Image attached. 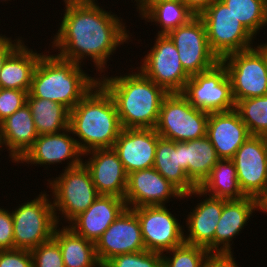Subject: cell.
<instances>
[{
  "label": "cell",
  "instance_id": "1",
  "mask_svg": "<svg viewBox=\"0 0 267 267\" xmlns=\"http://www.w3.org/2000/svg\"><path fill=\"white\" fill-rule=\"evenodd\" d=\"M65 12L52 48L57 56L82 65L92 59L100 74L116 48L130 38L125 23L112 12L100 8L95 0H64Z\"/></svg>",
  "mask_w": 267,
  "mask_h": 267
},
{
  "label": "cell",
  "instance_id": "2",
  "mask_svg": "<svg viewBox=\"0 0 267 267\" xmlns=\"http://www.w3.org/2000/svg\"><path fill=\"white\" fill-rule=\"evenodd\" d=\"M112 96L122 128H155L163 99L169 94L139 69L128 75L99 77Z\"/></svg>",
  "mask_w": 267,
  "mask_h": 267
},
{
  "label": "cell",
  "instance_id": "3",
  "mask_svg": "<svg viewBox=\"0 0 267 267\" xmlns=\"http://www.w3.org/2000/svg\"><path fill=\"white\" fill-rule=\"evenodd\" d=\"M69 128L83 154L113 147L123 128L112 96L99 82L70 110Z\"/></svg>",
  "mask_w": 267,
  "mask_h": 267
},
{
  "label": "cell",
  "instance_id": "4",
  "mask_svg": "<svg viewBox=\"0 0 267 267\" xmlns=\"http://www.w3.org/2000/svg\"><path fill=\"white\" fill-rule=\"evenodd\" d=\"M98 82L99 78L88 76L81 65L56 54H43L35 68L28 93L72 110Z\"/></svg>",
  "mask_w": 267,
  "mask_h": 267
},
{
  "label": "cell",
  "instance_id": "5",
  "mask_svg": "<svg viewBox=\"0 0 267 267\" xmlns=\"http://www.w3.org/2000/svg\"><path fill=\"white\" fill-rule=\"evenodd\" d=\"M52 191L53 208L57 224L59 214L68 224L79 214L86 211L99 196L92 182L89 170L82 163L80 166L64 169L54 180H48ZM59 211V214L57 215Z\"/></svg>",
  "mask_w": 267,
  "mask_h": 267
},
{
  "label": "cell",
  "instance_id": "6",
  "mask_svg": "<svg viewBox=\"0 0 267 267\" xmlns=\"http://www.w3.org/2000/svg\"><path fill=\"white\" fill-rule=\"evenodd\" d=\"M209 113L193 107L181 93H169L162 101L155 127L160 137L174 142L206 136Z\"/></svg>",
  "mask_w": 267,
  "mask_h": 267
},
{
  "label": "cell",
  "instance_id": "7",
  "mask_svg": "<svg viewBox=\"0 0 267 267\" xmlns=\"http://www.w3.org/2000/svg\"><path fill=\"white\" fill-rule=\"evenodd\" d=\"M44 193L11 211L15 249L31 251L53 237L58 224L49 195Z\"/></svg>",
  "mask_w": 267,
  "mask_h": 267
},
{
  "label": "cell",
  "instance_id": "8",
  "mask_svg": "<svg viewBox=\"0 0 267 267\" xmlns=\"http://www.w3.org/2000/svg\"><path fill=\"white\" fill-rule=\"evenodd\" d=\"M199 17L205 24L210 48L219 59L254 47L255 37L221 0L214 1Z\"/></svg>",
  "mask_w": 267,
  "mask_h": 267
},
{
  "label": "cell",
  "instance_id": "9",
  "mask_svg": "<svg viewBox=\"0 0 267 267\" xmlns=\"http://www.w3.org/2000/svg\"><path fill=\"white\" fill-rule=\"evenodd\" d=\"M220 62L227 70L235 103L267 95L266 58L257 47L231 53Z\"/></svg>",
  "mask_w": 267,
  "mask_h": 267
},
{
  "label": "cell",
  "instance_id": "10",
  "mask_svg": "<svg viewBox=\"0 0 267 267\" xmlns=\"http://www.w3.org/2000/svg\"><path fill=\"white\" fill-rule=\"evenodd\" d=\"M181 94L193 107L207 113L235 109L231 82L221 62L210 70L191 76Z\"/></svg>",
  "mask_w": 267,
  "mask_h": 267
},
{
  "label": "cell",
  "instance_id": "11",
  "mask_svg": "<svg viewBox=\"0 0 267 267\" xmlns=\"http://www.w3.org/2000/svg\"><path fill=\"white\" fill-rule=\"evenodd\" d=\"M167 35L174 42L182 67L190 77L210 70L220 62L210 48L205 24L199 16L170 30Z\"/></svg>",
  "mask_w": 267,
  "mask_h": 267
},
{
  "label": "cell",
  "instance_id": "12",
  "mask_svg": "<svg viewBox=\"0 0 267 267\" xmlns=\"http://www.w3.org/2000/svg\"><path fill=\"white\" fill-rule=\"evenodd\" d=\"M139 70L168 93H181L190 76L185 72L174 42L167 34H158Z\"/></svg>",
  "mask_w": 267,
  "mask_h": 267
},
{
  "label": "cell",
  "instance_id": "13",
  "mask_svg": "<svg viewBox=\"0 0 267 267\" xmlns=\"http://www.w3.org/2000/svg\"><path fill=\"white\" fill-rule=\"evenodd\" d=\"M132 210L140 221L147 251L163 254L185 242L183 226L166 206H144Z\"/></svg>",
  "mask_w": 267,
  "mask_h": 267
},
{
  "label": "cell",
  "instance_id": "14",
  "mask_svg": "<svg viewBox=\"0 0 267 267\" xmlns=\"http://www.w3.org/2000/svg\"><path fill=\"white\" fill-rule=\"evenodd\" d=\"M237 179L246 196L259 199L267 189V140L251 135L232 158Z\"/></svg>",
  "mask_w": 267,
  "mask_h": 267
},
{
  "label": "cell",
  "instance_id": "15",
  "mask_svg": "<svg viewBox=\"0 0 267 267\" xmlns=\"http://www.w3.org/2000/svg\"><path fill=\"white\" fill-rule=\"evenodd\" d=\"M95 248L102 266L116 255L146 250L136 213L126 208L95 242Z\"/></svg>",
  "mask_w": 267,
  "mask_h": 267
},
{
  "label": "cell",
  "instance_id": "16",
  "mask_svg": "<svg viewBox=\"0 0 267 267\" xmlns=\"http://www.w3.org/2000/svg\"><path fill=\"white\" fill-rule=\"evenodd\" d=\"M172 197L183 199V194L154 167L128 174L124 196L127 208L165 206Z\"/></svg>",
  "mask_w": 267,
  "mask_h": 267
},
{
  "label": "cell",
  "instance_id": "17",
  "mask_svg": "<svg viewBox=\"0 0 267 267\" xmlns=\"http://www.w3.org/2000/svg\"><path fill=\"white\" fill-rule=\"evenodd\" d=\"M159 134L155 128H123L113 145L127 174L153 167Z\"/></svg>",
  "mask_w": 267,
  "mask_h": 267
},
{
  "label": "cell",
  "instance_id": "18",
  "mask_svg": "<svg viewBox=\"0 0 267 267\" xmlns=\"http://www.w3.org/2000/svg\"><path fill=\"white\" fill-rule=\"evenodd\" d=\"M71 134H73L71 129L67 128L59 133L38 135L32 147L17 163L45 166L70 159L65 169L80 166L83 162L81 158L83 153L77 145V138H73Z\"/></svg>",
  "mask_w": 267,
  "mask_h": 267
},
{
  "label": "cell",
  "instance_id": "19",
  "mask_svg": "<svg viewBox=\"0 0 267 267\" xmlns=\"http://www.w3.org/2000/svg\"><path fill=\"white\" fill-rule=\"evenodd\" d=\"M87 155L92 157L82 163L89 170L98 194L124 198L128 174L113 148L94 149L83 154Z\"/></svg>",
  "mask_w": 267,
  "mask_h": 267
},
{
  "label": "cell",
  "instance_id": "20",
  "mask_svg": "<svg viewBox=\"0 0 267 267\" xmlns=\"http://www.w3.org/2000/svg\"><path fill=\"white\" fill-rule=\"evenodd\" d=\"M206 136L220 159H232L251 134L238 112L233 109L209 113Z\"/></svg>",
  "mask_w": 267,
  "mask_h": 267
},
{
  "label": "cell",
  "instance_id": "21",
  "mask_svg": "<svg viewBox=\"0 0 267 267\" xmlns=\"http://www.w3.org/2000/svg\"><path fill=\"white\" fill-rule=\"evenodd\" d=\"M126 208L124 198L99 195L86 211L69 223L68 227L95 243Z\"/></svg>",
  "mask_w": 267,
  "mask_h": 267
},
{
  "label": "cell",
  "instance_id": "22",
  "mask_svg": "<svg viewBox=\"0 0 267 267\" xmlns=\"http://www.w3.org/2000/svg\"><path fill=\"white\" fill-rule=\"evenodd\" d=\"M255 210H259L258 199L253 197L246 196L224 202L214 235V253H232L230 242L244 229L243 227Z\"/></svg>",
  "mask_w": 267,
  "mask_h": 267
},
{
  "label": "cell",
  "instance_id": "23",
  "mask_svg": "<svg viewBox=\"0 0 267 267\" xmlns=\"http://www.w3.org/2000/svg\"><path fill=\"white\" fill-rule=\"evenodd\" d=\"M205 198L187 215L186 226L189 234L184 235V241L214 253L215 230L227 199L211 196Z\"/></svg>",
  "mask_w": 267,
  "mask_h": 267
},
{
  "label": "cell",
  "instance_id": "24",
  "mask_svg": "<svg viewBox=\"0 0 267 267\" xmlns=\"http://www.w3.org/2000/svg\"><path fill=\"white\" fill-rule=\"evenodd\" d=\"M37 137L38 133L28 104L0 123V148L4 145L7 147L14 163L25 155Z\"/></svg>",
  "mask_w": 267,
  "mask_h": 267
},
{
  "label": "cell",
  "instance_id": "25",
  "mask_svg": "<svg viewBox=\"0 0 267 267\" xmlns=\"http://www.w3.org/2000/svg\"><path fill=\"white\" fill-rule=\"evenodd\" d=\"M180 166L188 178L199 187L220 160L207 136L179 142Z\"/></svg>",
  "mask_w": 267,
  "mask_h": 267
},
{
  "label": "cell",
  "instance_id": "26",
  "mask_svg": "<svg viewBox=\"0 0 267 267\" xmlns=\"http://www.w3.org/2000/svg\"><path fill=\"white\" fill-rule=\"evenodd\" d=\"M192 195H208L227 200L246 197L237 179L236 166L232 159H220L204 182L191 193L183 195V198Z\"/></svg>",
  "mask_w": 267,
  "mask_h": 267
},
{
  "label": "cell",
  "instance_id": "27",
  "mask_svg": "<svg viewBox=\"0 0 267 267\" xmlns=\"http://www.w3.org/2000/svg\"><path fill=\"white\" fill-rule=\"evenodd\" d=\"M43 54L24 42L7 58L0 71V88L29 92L35 68Z\"/></svg>",
  "mask_w": 267,
  "mask_h": 267
},
{
  "label": "cell",
  "instance_id": "28",
  "mask_svg": "<svg viewBox=\"0 0 267 267\" xmlns=\"http://www.w3.org/2000/svg\"><path fill=\"white\" fill-rule=\"evenodd\" d=\"M56 226L53 238L58 242L65 267H102L95 243L75 233L70 227Z\"/></svg>",
  "mask_w": 267,
  "mask_h": 267
},
{
  "label": "cell",
  "instance_id": "29",
  "mask_svg": "<svg viewBox=\"0 0 267 267\" xmlns=\"http://www.w3.org/2000/svg\"><path fill=\"white\" fill-rule=\"evenodd\" d=\"M153 167L183 195L198 188L180 166L179 142L159 137Z\"/></svg>",
  "mask_w": 267,
  "mask_h": 267
},
{
  "label": "cell",
  "instance_id": "30",
  "mask_svg": "<svg viewBox=\"0 0 267 267\" xmlns=\"http://www.w3.org/2000/svg\"><path fill=\"white\" fill-rule=\"evenodd\" d=\"M27 104L38 135L59 133L69 128L70 110L64 105L32 97L29 93Z\"/></svg>",
  "mask_w": 267,
  "mask_h": 267
},
{
  "label": "cell",
  "instance_id": "31",
  "mask_svg": "<svg viewBox=\"0 0 267 267\" xmlns=\"http://www.w3.org/2000/svg\"><path fill=\"white\" fill-rule=\"evenodd\" d=\"M194 14L183 2L166 1L155 5L143 18L161 26L157 34H167L170 30L188 23Z\"/></svg>",
  "mask_w": 267,
  "mask_h": 267
},
{
  "label": "cell",
  "instance_id": "32",
  "mask_svg": "<svg viewBox=\"0 0 267 267\" xmlns=\"http://www.w3.org/2000/svg\"><path fill=\"white\" fill-rule=\"evenodd\" d=\"M238 21L256 36L267 25V0H221Z\"/></svg>",
  "mask_w": 267,
  "mask_h": 267
},
{
  "label": "cell",
  "instance_id": "33",
  "mask_svg": "<svg viewBox=\"0 0 267 267\" xmlns=\"http://www.w3.org/2000/svg\"><path fill=\"white\" fill-rule=\"evenodd\" d=\"M235 110L253 136H267V95L239 100Z\"/></svg>",
  "mask_w": 267,
  "mask_h": 267
},
{
  "label": "cell",
  "instance_id": "34",
  "mask_svg": "<svg viewBox=\"0 0 267 267\" xmlns=\"http://www.w3.org/2000/svg\"><path fill=\"white\" fill-rule=\"evenodd\" d=\"M166 253L170 254L169 256L162 254V267H203L205 260L211 254L202 246L185 242Z\"/></svg>",
  "mask_w": 267,
  "mask_h": 267
},
{
  "label": "cell",
  "instance_id": "35",
  "mask_svg": "<svg viewBox=\"0 0 267 267\" xmlns=\"http://www.w3.org/2000/svg\"><path fill=\"white\" fill-rule=\"evenodd\" d=\"M102 267H162V254L151 251L119 254Z\"/></svg>",
  "mask_w": 267,
  "mask_h": 267
},
{
  "label": "cell",
  "instance_id": "36",
  "mask_svg": "<svg viewBox=\"0 0 267 267\" xmlns=\"http://www.w3.org/2000/svg\"><path fill=\"white\" fill-rule=\"evenodd\" d=\"M30 252L33 267H65L60 246L53 237Z\"/></svg>",
  "mask_w": 267,
  "mask_h": 267
},
{
  "label": "cell",
  "instance_id": "37",
  "mask_svg": "<svg viewBox=\"0 0 267 267\" xmlns=\"http://www.w3.org/2000/svg\"><path fill=\"white\" fill-rule=\"evenodd\" d=\"M28 92L0 88V123L27 104Z\"/></svg>",
  "mask_w": 267,
  "mask_h": 267
},
{
  "label": "cell",
  "instance_id": "38",
  "mask_svg": "<svg viewBox=\"0 0 267 267\" xmlns=\"http://www.w3.org/2000/svg\"><path fill=\"white\" fill-rule=\"evenodd\" d=\"M0 267H33L32 255L28 250H0Z\"/></svg>",
  "mask_w": 267,
  "mask_h": 267
},
{
  "label": "cell",
  "instance_id": "39",
  "mask_svg": "<svg viewBox=\"0 0 267 267\" xmlns=\"http://www.w3.org/2000/svg\"><path fill=\"white\" fill-rule=\"evenodd\" d=\"M7 249H14L13 217L0 207V250Z\"/></svg>",
  "mask_w": 267,
  "mask_h": 267
},
{
  "label": "cell",
  "instance_id": "40",
  "mask_svg": "<svg viewBox=\"0 0 267 267\" xmlns=\"http://www.w3.org/2000/svg\"><path fill=\"white\" fill-rule=\"evenodd\" d=\"M235 262L233 253H211L205 260L203 267H239Z\"/></svg>",
  "mask_w": 267,
  "mask_h": 267
},
{
  "label": "cell",
  "instance_id": "41",
  "mask_svg": "<svg viewBox=\"0 0 267 267\" xmlns=\"http://www.w3.org/2000/svg\"><path fill=\"white\" fill-rule=\"evenodd\" d=\"M20 39L17 38L14 42L5 35L0 38V71L7 58L23 43Z\"/></svg>",
  "mask_w": 267,
  "mask_h": 267
},
{
  "label": "cell",
  "instance_id": "42",
  "mask_svg": "<svg viewBox=\"0 0 267 267\" xmlns=\"http://www.w3.org/2000/svg\"><path fill=\"white\" fill-rule=\"evenodd\" d=\"M214 1L216 0H183V3L194 16H200Z\"/></svg>",
  "mask_w": 267,
  "mask_h": 267
},
{
  "label": "cell",
  "instance_id": "43",
  "mask_svg": "<svg viewBox=\"0 0 267 267\" xmlns=\"http://www.w3.org/2000/svg\"><path fill=\"white\" fill-rule=\"evenodd\" d=\"M137 2V9L141 18H143L155 5L166 2V1H178L183 2V0H135Z\"/></svg>",
  "mask_w": 267,
  "mask_h": 267
},
{
  "label": "cell",
  "instance_id": "44",
  "mask_svg": "<svg viewBox=\"0 0 267 267\" xmlns=\"http://www.w3.org/2000/svg\"><path fill=\"white\" fill-rule=\"evenodd\" d=\"M258 208L261 212L267 213V189L265 193L258 199Z\"/></svg>",
  "mask_w": 267,
  "mask_h": 267
},
{
  "label": "cell",
  "instance_id": "45",
  "mask_svg": "<svg viewBox=\"0 0 267 267\" xmlns=\"http://www.w3.org/2000/svg\"><path fill=\"white\" fill-rule=\"evenodd\" d=\"M257 48L265 55V58H266V63H267V43H263L260 45L258 44Z\"/></svg>",
  "mask_w": 267,
  "mask_h": 267
}]
</instances>
